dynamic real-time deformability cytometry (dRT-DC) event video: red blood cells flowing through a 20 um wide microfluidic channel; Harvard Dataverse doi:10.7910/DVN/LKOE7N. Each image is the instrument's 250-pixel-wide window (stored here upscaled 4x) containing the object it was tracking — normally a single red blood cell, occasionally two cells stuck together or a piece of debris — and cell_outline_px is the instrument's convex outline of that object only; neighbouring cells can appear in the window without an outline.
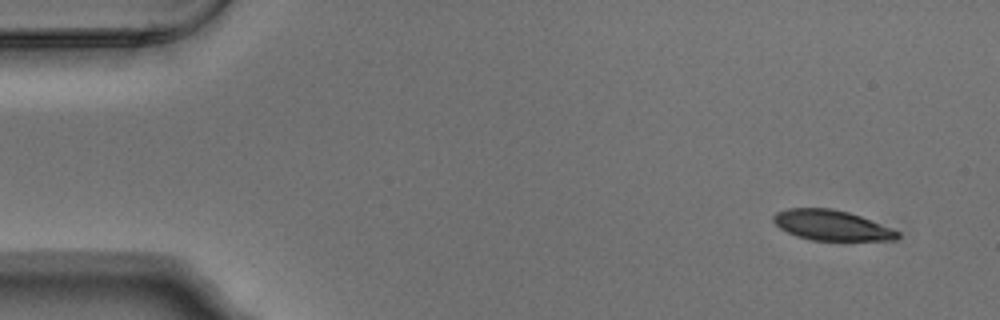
{"species": "Egyptian fruit bat (a non-hibernating species)", "species_latin": "Rousettus aegyptiacus", "temperature_condition": "warm", "stored_images_in_passage": 3, "camera_frame_rate_fps": 3000, "um_per_image_px": 0.085, "animal": {"sex": "male"}, "frame": {"image": 1, "passage_image": 1, "time_ms": 0.0, "image_size_px": [1000, 320], "cell_outline_px": [[900, 236], [896, 240], [812, 240], [796, 236], [780, 228], [772, 220], [772, 216], [776, 212], [788, 208], [832, 208], [848, 212], [860, 216], [892, 228], [900, 232]], "centroid_in_image_um": [70.68, 19.14], "position_along_channel_um": 14.3, "area_um2": 21.85}}